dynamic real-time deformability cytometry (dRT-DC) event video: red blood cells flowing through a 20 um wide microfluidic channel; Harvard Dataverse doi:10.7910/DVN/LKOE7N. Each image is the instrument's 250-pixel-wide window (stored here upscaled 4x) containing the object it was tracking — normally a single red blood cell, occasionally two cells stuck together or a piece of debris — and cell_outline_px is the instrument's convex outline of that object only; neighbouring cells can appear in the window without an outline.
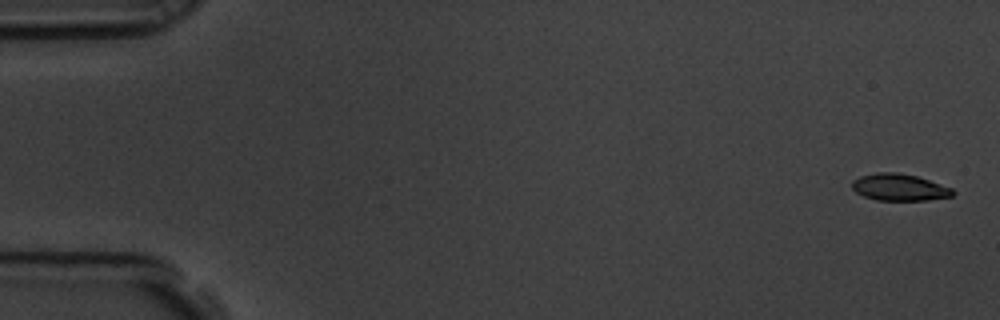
{"species": "common noctule bat (a hibernating species)", "species_latin": "Nyctalus noctula", "temperature_condition": "room temperature", "stored_images_in_passage": 8, "camera_frame_rate_fps": 3000, "um_per_image_px": 0.085, "animal": {"sex": "male", "body_mass_g": 19.5, "forearm_length_mm": 54.6}, "frame": {"image": 1, "passage_image": 1, "time_ms": 0.0, "image_size_px": [1000, 320], "cell_outline_px": [[956, 192], [952, 196], [928, 200], [876, 200], [864, 196], [856, 192], [852, 188], [852, 180], [860, 176], [876, 172], [896, 172], [916, 176], [952, 188]], "centroid_in_image_um": [76.43, 15.92], "position_along_channel_um": 8.6, "area_um2": 15.72}}
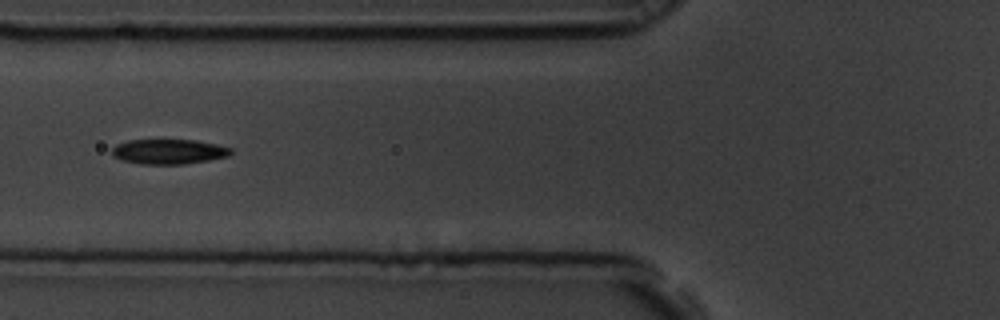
{"frame": {"image": 2, "passage_image": 7, "time_ms": 2.0, "image_size_px": [1000, 320], "cell_outline_px": [[232, 152], [228, 156], [208, 160], [184, 164], [140, 164], [124, 160], [112, 156], [112, 148], [116, 144], [128, 140], [196, 140], [216, 144], [232, 148]], "centroid_in_image_um": [14.34, 12.88], "position_along_channel_um": 111.5, "area_um2": 17.22}}
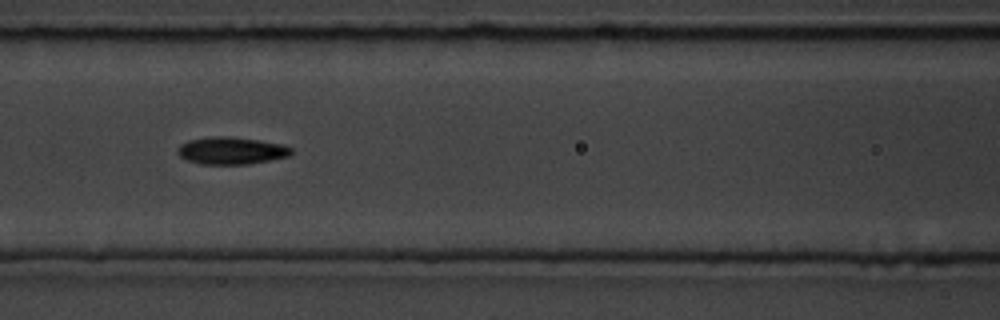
{"frame": {"image": 3, "passage_image": 8, "time_ms": 2.333, "image_size_px": [1000, 320], "cell_outline_px": [[292, 152], [288, 156], [248, 164], [200, 164], [188, 160], [180, 156], [176, 152], [176, 148], [180, 144], [188, 140], [212, 136], [232, 136], [260, 140], [284, 144], [292, 148]], "centroid_in_image_um": [19.64, 12.79], "position_along_channel_um": 147.0, "area_um2": 18.21}}